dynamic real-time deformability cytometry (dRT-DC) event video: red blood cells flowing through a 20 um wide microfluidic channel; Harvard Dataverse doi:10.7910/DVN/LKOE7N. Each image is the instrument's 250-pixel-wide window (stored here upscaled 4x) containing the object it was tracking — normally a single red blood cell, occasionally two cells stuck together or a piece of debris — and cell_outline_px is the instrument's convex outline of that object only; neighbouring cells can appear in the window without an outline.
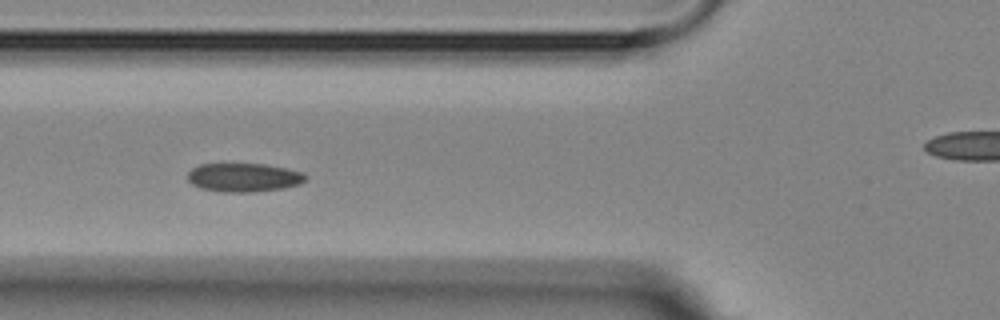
{"species": "Egyptian fruit bat (a non-hibernating species)", "species_latin": "Rousettus aegyptiacus", "temperature_condition": "room temperature", "stored_images_in_passage": 16, "camera_frame_rate_fps": 3000, "um_per_image_px": 0.085, "animal": {"sex": "female"}, "frame": {"image": 1, "passage_image": 6, "time_ms": 6.333, "image_size_px": [1000, 320], "cell_outline_px": [[308, 176], [300, 184], [284, 188], [252, 192], [220, 192], [200, 188], [192, 184], [188, 180], [188, 172], [192, 168], [200, 164], [264, 164], [288, 168], [304, 172]], "centroid_in_image_um": [20.74, 15.08], "position_along_channel_um": 105.1, "area_um2": 19.88}}
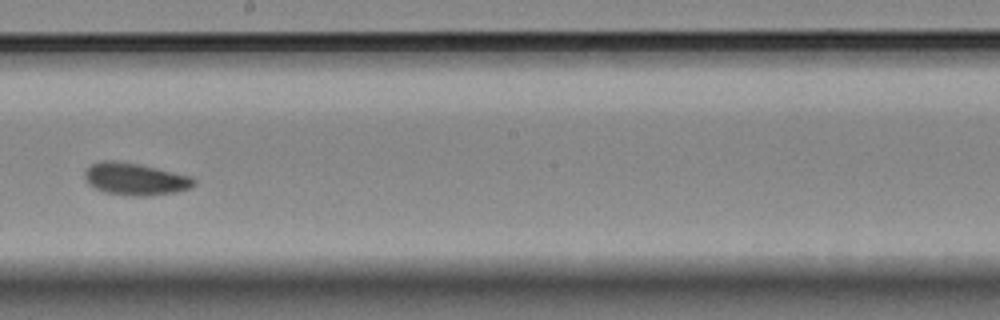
{"frame": {"image": 2, "passage_image": 9, "time_ms": 10.0, "image_size_px": [1000, 320], "cell_outline_px": [[196, 184], [192, 188], [176, 192], [148, 196], [128, 196], [104, 192], [88, 184], [84, 176], [84, 172], [92, 164], [100, 160], [116, 160], [140, 164], [192, 176], [196, 180]], "centroid_in_image_um": [11.52, 15.22], "position_along_channel_um": 236.7, "area_um2": 20.81}}
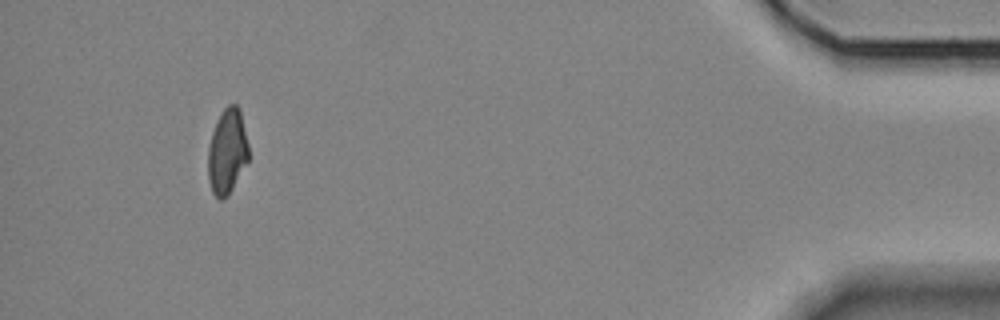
{"frame": {"image": 3, "passage_image": 16, "time_ms": 19.0, "image_size_px": [1000, 320], "cell_outline_px": [[248, 160], [228, 196], [224, 200], [220, 200], [212, 192], [208, 180], [208, 148], [212, 132], [216, 120], [224, 108], [228, 104], [236, 104], [240, 108], [248, 144]], "centroid_in_image_um": [19.3, 12.87], "position_along_channel_um": 415.9, "area_um2": 20.23}, "authors_computed_cell_mechanics": {"area_um2": 20.1722, "velocity_mm_per_s": 3.6024, "shape_relaxation_time_tau1_ms": 1.5679, "shape_relaxation_time_tau2_ms": 2.149, "deformation_change_tau1": 0.0549, "deformation_change_tau2": 0.0427}}